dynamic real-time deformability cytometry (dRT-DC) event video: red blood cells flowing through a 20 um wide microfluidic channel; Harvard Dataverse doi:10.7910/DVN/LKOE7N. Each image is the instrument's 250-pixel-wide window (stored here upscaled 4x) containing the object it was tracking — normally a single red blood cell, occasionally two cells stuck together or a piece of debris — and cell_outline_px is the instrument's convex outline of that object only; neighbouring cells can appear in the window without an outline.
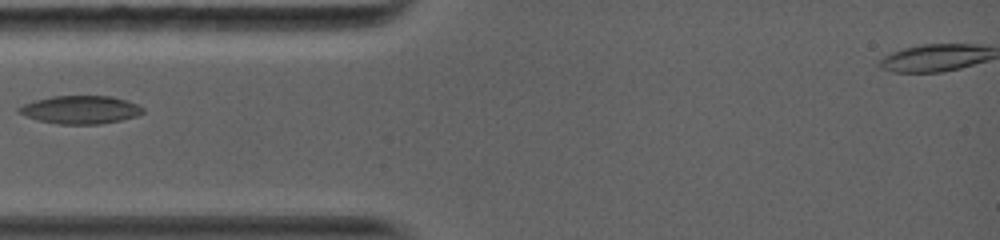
{"species": "common noctule bat (a hibernating species)", "species_latin": "Nyctalus noctula", "temperature_condition": "warm", "stored_images_in_passage": 12, "camera_frame_rate_fps": 5000, "um_per_image_px": 0.085, "animal": {"sex": "female", "body_mass_g": 19.0, "forearm_length_mm": 56.7}, "frame": {"image": 1, "passage_image": 1, "time_ms": 0.0, "image_size_px": [1000, 240], "cell_outline_px": [[144, 112], [136, 116], [120, 120], [100, 124], [56, 124], [40, 120], [16, 112], [16, 108], [24, 104], [36, 100], [52, 96], [112, 96], [136, 104], [144, 108]], "centroid_in_image_um": [6.83, 9.32], "position_along_channel_um": 78.2, "area_um2": 20.11}}
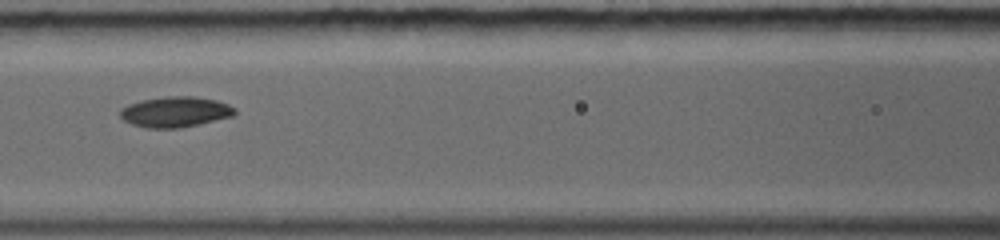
{"frame": {"image": 2, "passage_image": 6, "time_ms": 1.8, "image_size_px": [1000, 240], "cell_outline_px": [[236, 112], [232, 116], [200, 124], [180, 128], [148, 128], [132, 124], [124, 120], [120, 116], [120, 108], [128, 104], [144, 100], [168, 96], [192, 96], [216, 100], [228, 104], [236, 108]], "centroid_in_image_um": [14.9, 9.51], "position_along_channel_um": 151.7, "area_um2": 20.35}}
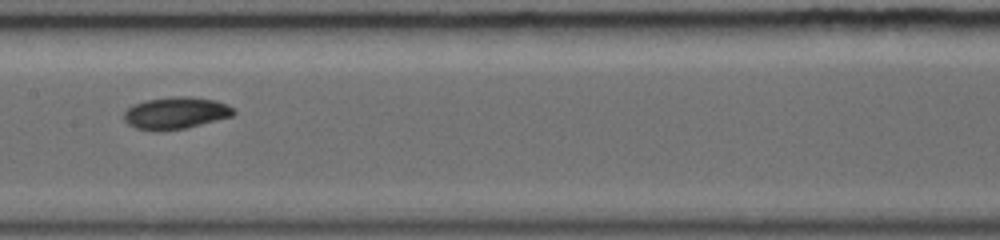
{"frame": {"image": 3, "passage_image": 9, "time_ms": 2.8, "image_size_px": [1000, 240], "cell_outline_px": [[236, 112], [232, 116], [184, 128], [156, 132], [136, 128], [128, 124], [124, 120], [124, 112], [132, 104], [148, 100], [172, 96], [192, 96], [216, 100], [228, 104], [236, 108]], "centroid_in_image_um": [14.95, 9.6], "position_along_channel_um": 192.5, "area_um2": 20.63}}